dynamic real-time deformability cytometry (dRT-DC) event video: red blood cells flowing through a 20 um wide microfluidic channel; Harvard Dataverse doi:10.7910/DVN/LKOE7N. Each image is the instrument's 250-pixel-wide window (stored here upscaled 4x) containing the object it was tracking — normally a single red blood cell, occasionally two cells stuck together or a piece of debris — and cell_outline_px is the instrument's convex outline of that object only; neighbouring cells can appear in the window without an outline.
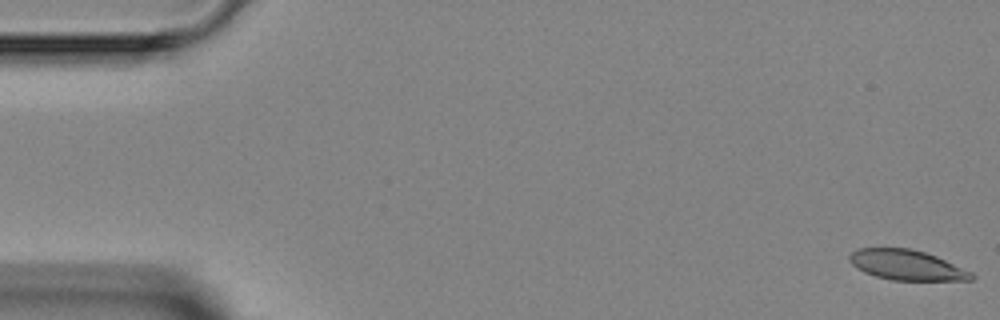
{"species": "Egyptian fruit bat (a non-hibernating species)", "species_latin": "Rousettus aegyptiacus", "temperature_condition": "room temperature", "stored_images_in_passage": 5, "camera_frame_rate_fps": 3000, "um_per_image_px": 0.085, "animal": {"sex": "female"}, "frame": {"image": 1, "passage_image": 1, "time_ms": 0.0, "image_size_px": [1000, 320], "cell_outline_px": [[976, 276], [972, 280], [892, 280], [876, 276], [864, 272], [852, 264], [848, 260], [848, 256], [856, 248], [912, 248], [936, 256], [972, 272]], "centroid_in_image_um": [77.06, 22.52], "position_along_channel_um": 7.9, "area_um2": 21.39}}
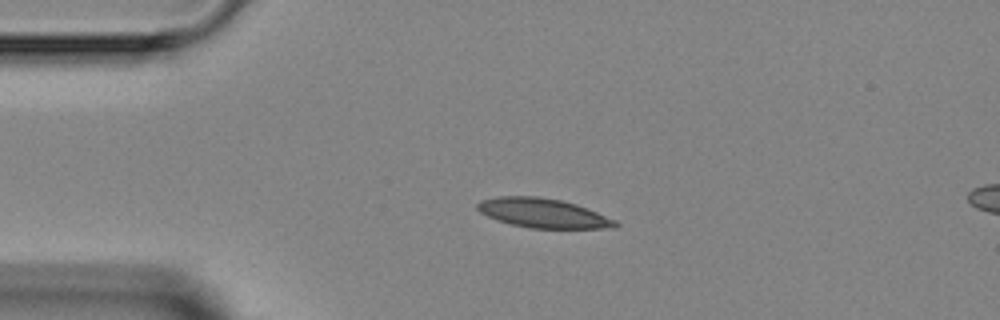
{"frame": {"image": 2, "passage_image": 4, "time_ms": 3.333, "image_size_px": [1000, 320], "cell_outline_px": [[620, 224], [616, 228], [528, 228], [496, 220], [480, 212], [476, 208], [476, 204], [480, 200], [496, 196], [536, 196], [560, 200], [576, 204], [616, 220]], "centroid_in_image_um": [46.13, 18.11], "position_along_channel_um": 38.9, "area_um2": 23.58}}